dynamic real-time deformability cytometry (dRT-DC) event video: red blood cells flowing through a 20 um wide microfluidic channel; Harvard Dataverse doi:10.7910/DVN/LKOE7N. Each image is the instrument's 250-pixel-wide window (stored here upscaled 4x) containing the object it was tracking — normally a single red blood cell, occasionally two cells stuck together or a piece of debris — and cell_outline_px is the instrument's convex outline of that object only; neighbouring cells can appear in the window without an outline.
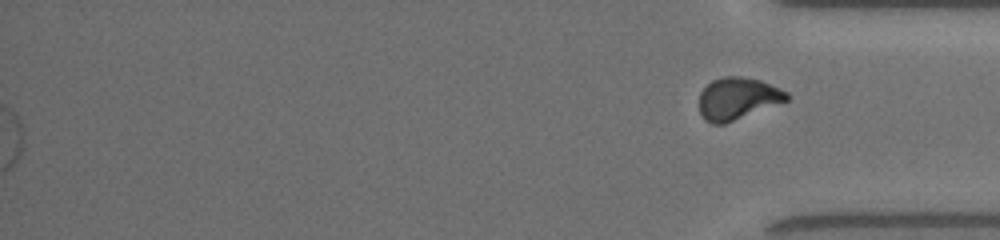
{"species": "common noctule bat (a hibernating species)", "species_latin": "Nyctalus noctula", "temperature_condition": "room temperature", "stored_images_in_passage": 72, "segment_of_instrument_passage": [2, 2], "camera_frame_rate_fps": 3000, "um_per_image_px": 0.085, "animal": {"sex": "female", "body_mass_g": 19.5, "forearm_length_mm": 54.1}, "frame": {"image": 1, "passage_image": 72, "time_ms": 17.667, "image_size_px": [1000, 240], "cell_outline_px": [[788, 100], [724, 124], [712, 124], [704, 120], [700, 112], [700, 92], [712, 80], [724, 76], [740, 76], [760, 80], [780, 88], [788, 92]], "centroid_in_image_um": [62.68, 8.37], "position_along_channel_um": 372.5, "area_um2": 21.33}}